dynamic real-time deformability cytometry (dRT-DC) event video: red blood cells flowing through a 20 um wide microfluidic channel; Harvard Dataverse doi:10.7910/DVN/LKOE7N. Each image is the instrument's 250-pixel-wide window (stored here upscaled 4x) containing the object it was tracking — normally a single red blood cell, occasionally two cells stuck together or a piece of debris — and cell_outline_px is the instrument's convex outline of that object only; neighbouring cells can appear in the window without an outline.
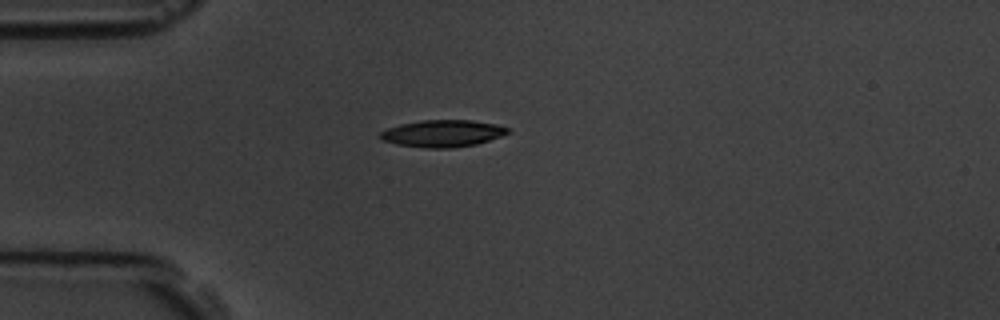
{"species": "common noctule bat (a hibernating species)", "species_latin": "Nyctalus noctula", "temperature_condition": "room temperature", "stored_images_in_passage": 3, "camera_frame_rate_fps": 3000, "um_per_image_px": 0.085, "animal": {"sex": "male", "body_mass_g": 19.5, "forearm_length_mm": 54.6}, "frame": {"image": 1, "passage_image": 3, "time_ms": 2.333, "image_size_px": [1000, 320], "cell_outline_px": [[512, 132], [476, 144], [448, 148], [424, 148], [396, 144], [380, 140], [380, 132], [388, 128], [400, 124], [420, 120], [472, 120], [496, 124], [508, 128]], "centroid_in_image_um": [37.6, 11.34], "position_along_channel_um": 47.4, "area_um2": 20.06}}